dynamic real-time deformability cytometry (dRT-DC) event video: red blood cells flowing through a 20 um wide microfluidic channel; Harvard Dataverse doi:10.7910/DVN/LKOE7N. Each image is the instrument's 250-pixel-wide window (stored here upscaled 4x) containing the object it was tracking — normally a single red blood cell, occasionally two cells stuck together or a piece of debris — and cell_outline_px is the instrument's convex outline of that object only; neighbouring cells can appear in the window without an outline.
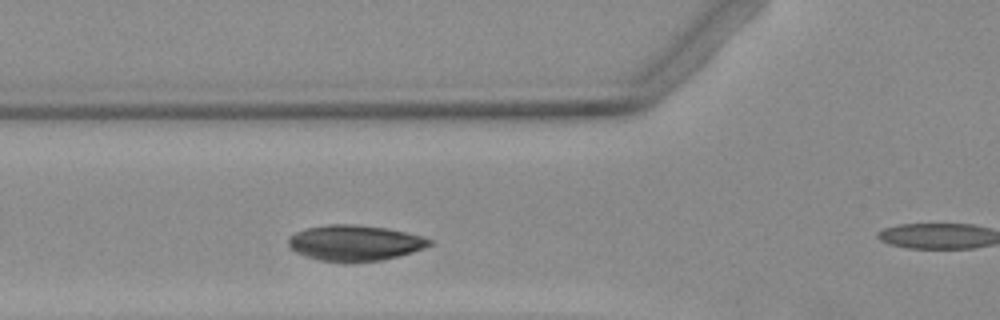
{"species": "Egyptian fruit bat (a non-hibernating species)", "species_latin": "Rousettus aegyptiacus", "temperature_condition": "warm", "stored_images_in_passage": 4, "camera_frame_rate_fps": 3000, "um_per_image_px": 0.085, "animal": {"sex": "female"}, "frame": {"image": 1, "passage_image": 3, "time_ms": 2.333, "image_size_px": [1000, 320], "cell_outline_px": [[432, 244], [424, 248], [400, 256], [380, 260], [320, 260], [304, 256], [288, 248], [288, 240], [296, 232], [304, 228], [328, 224], [352, 224], [384, 228], [404, 232], [420, 236], [432, 240]], "centroid_in_image_um": [30.13, 20.63], "position_along_channel_um": 95.7, "area_um2": 28.73}}